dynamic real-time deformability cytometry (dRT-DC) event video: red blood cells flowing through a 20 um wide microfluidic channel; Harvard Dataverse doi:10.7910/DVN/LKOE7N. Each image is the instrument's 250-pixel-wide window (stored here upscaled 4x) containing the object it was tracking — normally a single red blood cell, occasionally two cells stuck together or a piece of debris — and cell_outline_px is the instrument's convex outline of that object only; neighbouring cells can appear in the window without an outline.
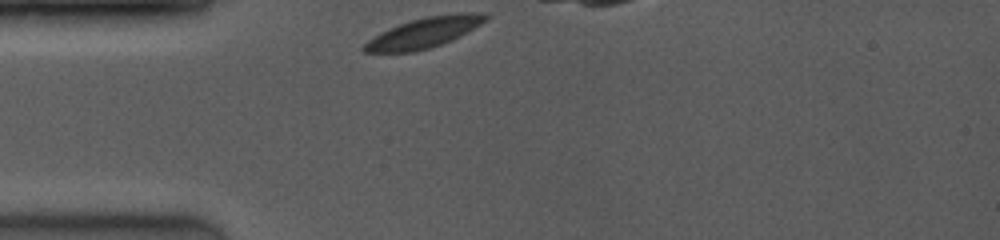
{"species": "common noctule bat (a hibernating species)", "species_latin": "Nyctalus noctula", "temperature_condition": "room temperature", "stored_images_in_passage": 28, "camera_frame_rate_fps": 4000, "um_per_image_px": 0.085, "animal": {"sex": "female", "body_mass_g": 19.0, "forearm_length_mm": 53.3}, "frame": {"image": 1, "passage_image": 1, "time_ms": 0.0, "image_size_px": [1000, 240], "cell_outline_px": [[488, 16], [480, 24], [460, 36], [440, 44], [428, 48], [412, 52], [364, 52], [360, 48], [368, 40], [400, 24], [412, 20], [428, 16]], "centroid_in_image_um": [35.86, 2.87], "position_along_channel_um": 49.1, "area_um2": 19.65}}
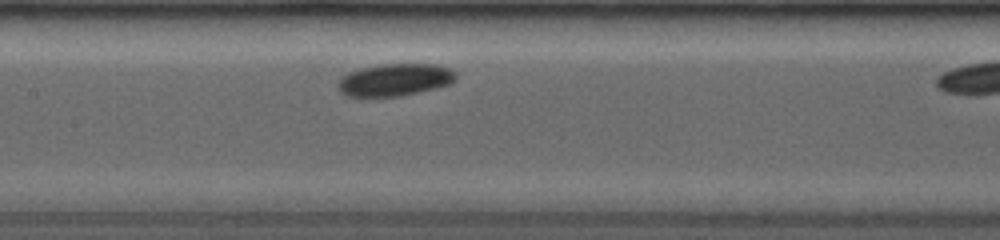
{"frame": {"image": 2, "passage_image": 11, "time_ms": 3.5, "image_size_px": [1000, 240], "cell_outline_px": [[456, 76], [448, 84], [400, 96], [344, 96], [340, 92], [340, 80], [344, 76], [352, 72], [364, 68], [384, 64], [432, 64], [448, 68], [456, 72]], "centroid_in_image_um": [33.57, 6.78], "position_along_channel_um": 173.8, "area_um2": 21.39}}
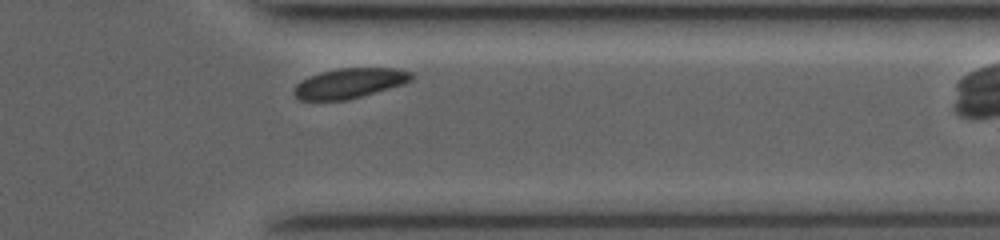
{"frame": {"image": 3, "passage_image": 27, "time_ms": 8.75, "image_size_px": [1000, 240], "cell_outline_px": [[412, 80], [388, 88], [348, 100], [300, 100], [292, 92], [296, 84], [320, 72], [340, 68], [392, 68], [412, 72]], "centroid_in_image_um": [29.68, 7.07], "position_along_channel_um": 381.7, "area_um2": 20.11}}